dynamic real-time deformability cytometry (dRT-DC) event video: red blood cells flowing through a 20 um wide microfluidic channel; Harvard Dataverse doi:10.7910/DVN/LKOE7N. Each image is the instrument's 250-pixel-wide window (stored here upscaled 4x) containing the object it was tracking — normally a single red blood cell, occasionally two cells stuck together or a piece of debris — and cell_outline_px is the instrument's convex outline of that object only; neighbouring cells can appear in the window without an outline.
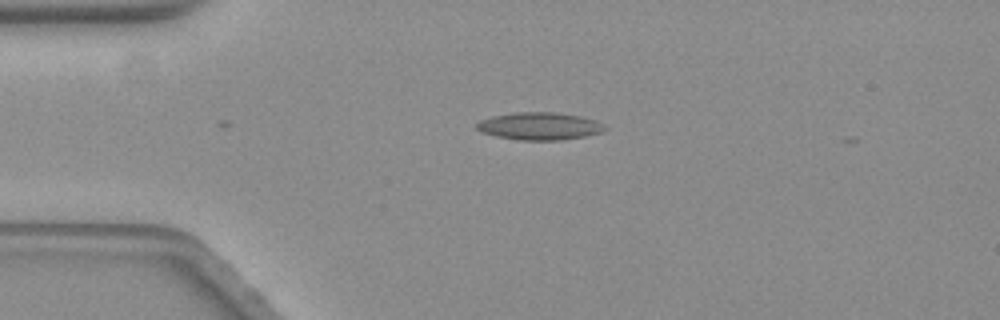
{"species": "common noctule bat (a hibernating species)", "species_latin": "Nyctalus noctula", "temperature_condition": "warm", "stored_images_in_passage": 13, "camera_frame_rate_fps": 3000, "um_per_image_px": 0.085, "animal": {"sex": "female", "body_mass_g": 19.3, "forearm_length_mm": 54.1}, "frame": {"image": 1, "passage_image": 13, "time_ms": 4.0, "image_size_px": [1000, 320], "cell_outline_px": [[604, 128], [600, 132], [584, 136], [560, 140], [520, 140], [496, 136], [484, 132], [476, 128], [476, 124], [480, 120], [492, 116], [512, 112], [556, 112], [580, 116], [592, 120], [600, 124]], "centroid_in_image_um": [45.78, 10.71], "position_along_channel_um": 39.2, "area_um2": 20.17}}